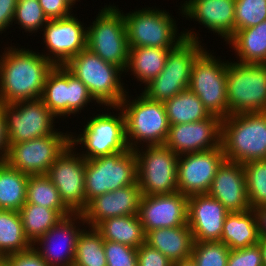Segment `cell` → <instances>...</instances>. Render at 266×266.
Listing matches in <instances>:
<instances>
[{
    "instance_id": "cell-1",
    "label": "cell",
    "mask_w": 266,
    "mask_h": 266,
    "mask_svg": "<svg viewBox=\"0 0 266 266\" xmlns=\"http://www.w3.org/2000/svg\"><path fill=\"white\" fill-rule=\"evenodd\" d=\"M0 57V104L39 99L54 64L40 53L15 46L6 47Z\"/></svg>"
},
{
    "instance_id": "cell-2",
    "label": "cell",
    "mask_w": 266,
    "mask_h": 266,
    "mask_svg": "<svg viewBox=\"0 0 266 266\" xmlns=\"http://www.w3.org/2000/svg\"><path fill=\"white\" fill-rule=\"evenodd\" d=\"M221 147L226 160L244 164L266 159V111L222 119Z\"/></svg>"
},
{
    "instance_id": "cell-3",
    "label": "cell",
    "mask_w": 266,
    "mask_h": 266,
    "mask_svg": "<svg viewBox=\"0 0 266 266\" xmlns=\"http://www.w3.org/2000/svg\"><path fill=\"white\" fill-rule=\"evenodd\" d=\"M64 66L88 88L97 104L118 107L128 93L121 81L124 71L87 48Z\"/></svg>"
},
{
    "instance_id": "cell-4",
    "label": "cell",
    "mask_w": 266,
    "mask_h": 266,
    "mask_svg": "<svg viewBox=\"0 0 266 266\" xmlns=\"http://www.w3.org/2000/svg\"><path fill=\"white\" fill-rule=\"evenodd\" d=\"M183 34L185 39L169 51L162 72L145 85L142 94L147 98L164 102L188 89L194 60L205 48L193 31Z\"/></svg>"
},
{
    "instance_id": "cell-5",
    "label": "cell",
    "mask_w": 266,
    "mask_h": 266,
    "mask_svg": "<svg viewBox=\"0 0 266 266\" xmlns=\"http://www.w3.org/2000/svg\"><path fill=\"white\" fill-rule=\"evenodd\" d=\"M118 107L125 117L126 140L130 149L140 147L139 143H146L144 147L165 144L170 124L163 102L149 99L142 93L130 101L126 93Z\"/></svg>"
},
{
    "instance_id": "cell-6",
    "label": "cell",
    "mask_w": 266,
    "mask_h": 266,
    "mask_svg": "<svg viewBox=\"0 0 266 266\" xmlns=\"http://www.w3.org/2000/svg\"><path fill=\"white\" fill-rule=\"evenodd\" d=\"M228 116L266 111V64L229 62Z\"/></svg>"
},
{
    "instance_id": "cell-7",
    "label": "cell",
    "mask_w": 266,
    "mask_h": 266,
    "mask_svg": "<svg viewBox=\"0 0 266 266\" xmlns=\"http://www.w3.org/2000/svg\"><path fill=\"white\" fill-rule=\"evenodd\" d=\"M87 27L86 48L102 60L115 64L123 71L129 60V44L123 12L107 5L100 10L95 21Z\"/></svg>"
},
{
    "instance_id": "cell-8",
    "label": "cell",
    "mask_w": 266,
    "mask_h": 266,
    "mask_svg": "<svg viewBox=\"0 0 266 266\" xmlns=\"http://www.w3.org/2000/svg\"><path fill=\"white\" fill-rule=\"evenodd\" d=\"M129 185H138L137 159L132 149L86 160V204L102 194Z\"/></svg>"
},
{
    "instance_id": "cell-9",
    "label": "cell",
    "mask_w": 266,
    "mask_h": 266,
    "mask_svg": "<svg viewBox=\"0 0 266 266\" xmlns=\"http://www.w3.org/2000/svg\"><path fill=\"white\" fill-rule=\"evenodd\" d=\"M123 18L129 47L173 49L185 39L183 32L177 33L176 20L166 10L142 8L123 14Z\"/></svg>"
},
{
    "instance_id": "cell-10",
    "label": "cell",
    "mask_w": 266,
    "mask_h": 266,
    "mask_svg": "<svg viewBox=\"0 0 266 266\" xmlns=\"http://www.w3.org/2000/svg\"><path fill=\"white\" fill-rule=\"evenodd\" d=\"M226 63L204 49L194 60L188 89L195 93L210 115L228 116Z\"/></svg>"
},
{
    "instance_id": "cell-11",
    "label": "cell",
    "mask_w": 266,
    "mask_h": 266,
    "mask_svg": "<svg viewBox=\"0 0 266 266\" xmlns=\"http://www.w3.org/2000/svg\"><path fill=\"white\" fill-rule=\"evenodd\" d=\"M117 111L119 116L110 113L97 114L88 120L82 134H71L70 144L75 147L82 144L86 151L80 155L91 160L101 156H108L118 152H127L130 148L126 140L125 117L119 107H110ZM77 137V138H76ZM86 152V153H85Z\"/></svg>"
},
{
    "instance_id": "cell-12",
    "label": "cell",
    "mask_w": 266,
    "mask_h": 266,
    "mask_svg": "<svg viewBox=\"0 0 266 266\" xmlns=\"http://www.w3.org/2000/svg\"><path fill=\"white\" fill-rule=\"evenodd\" d=\"M143 146L142 149L133 150L137 159V183L142 195L178 192L177 163L179 156L165 144L147 145L145 150Z\"/></svg>"
},
{
    "instance_id": "cell-13",
    "label": "cell",
    "mask_w": 266,
    "mask_h": 266,
    "mask_svg": "<svg viewBox=\"0 0 266 266\" xmlns=\"http://www.w3.org/2000/svg\"><path fill=\"white\" fill-rule=\"evenodd\" d=\"M71 134L50 135L17 144H9L6 163L27 175H43L70 145Z\"/></svg>"
},
{
    "instance_id": "cell-14",
    "label": "cell",
    "mask_w": 266,
    "mask_h": 266,
    "mask_svg": "<svg viewBox=\"0 0 266 266\" xmlns=\"http://www.w3.org/2000/svg\"><path fill=\"white\" fill-rule=\"evenodd\" d=\"M3 108L9 144H17L58 132L54 129L57 117L41 99L0 104Z\"/></svg>"
},
{
    "instance_id": "cell-15",
    "label": "cell",
    "mask_w": 266,
    "mask_h": 266,
    "mask_svg": "<svg viewBox=\"0 0 266 266\" xmlns=\"http://www.w3.org/2000/svg\"><path fill=\"white\" fill-rule=\"evenodd\" d=\"M40 99L57 118L81 112L94 101L88 88L65 66H54L48 73Z\"/></svg>"
},
{
    "instance_id": "cell-16",
    "label": "cell",
    "mask_w": 266,
    "mask_h": 266,
    "mask_svg": "<svg viewBox=\"0 0 266 266\" xmlns=\"http://www.w3.org/2000/svg\"><path fill=\"white\" fill-rule=\"evenodd\" d=\"M75 149L77 148L70 144L45 175L59 191L64 204L73 213H81L87 207L85 195L86 159L80 153L75 152Z\"/></svg>"
},
{
    "instance_id": "cell-17",
    "label": "cell",
    "mask_w": 266,
    "mask_h": 266,
    "mask_svg": "<svg viewBox=\"0 0 266 266\" xmlns=\"http://www.w3.org/2000/svg\"><path fill=\"white\" fill-rule=\"evenodd\" d=\"M226 160L222 147L180 155L177 188L183 195L207 194L218 168Z\"/></svg>"
},
{
    "instance_id": "cell-18",
    "label": "cell",
    "mask_w": 266,
    "mask_h": 266,
    "mask_svg": "<svg viewBox=\"0 0 266 266\" xmlns=\"http://www.w3.org/2000/svg\"><path fill=\"white\" fill-rule=\"evenodd\" d=\"M79 223L85 224L81 213H72L63 217L55 226L33 243V249L49 266H73L77 238L83 230L79 228ZM36 244L43 246L41 248Z\"/></svg>"
},
{
    "instance_id": "cell-19",
    "label": "cell",
    "mask_w": 266,
    "mask_h": 266,
    "mask_svg": "<svg viewBox=\"0 0 266 266\" xmlns=\"http://www.w3.org/2000/svg\"><path fill=\"white\" fill-rule=\"evenodd\" d=\"M73 15L49 20L42 29L44 44L49 49V54L42 55L54 66H64L72 57L86 49L87 28Z\"/></svg>"
},
{
    "instance_id": "cell-20",
    "label": "cell",
    "mask_w": 266,
    "mask_h": 266,
    "mask_svg": "<svg viewBox=\"0 0 266 266\" xmlns=\"http://www.w3.org/2000/svg\"><path fill=\"white\" fill-rule=\"evenodd\" d=\"M222 119L210 115L198 122L170 125L165 145L178 156L221 146Z\"/></svg>"
},
{
    "instance_id": "cell-21",
    "label": "cell",
    "mask_w": 266,
    "mask_h": 266,
    "mask_svg": "<svg viewBox=\"0 0 266 266\" xmlns=\"http://www.w3.org/2000/svg\"><path fill=\"white\" fill-rule=\"evenodd\" d=\"M188 196L180 192L143 195L138 216L144 233L160 228L187 225Z\"/></svg>"
},
{
    "instance_id": "cell-22",
    "label": "cell",
    "mask_w": 266,
    "mask_h": 266,
    "mask_svg": "<svg viewBox=\"0 0 266 266\" xmlns=\"http://www.w3.org/2000/svg\"><path fill=\"white\" fill-rule=\"evenodd\" d=\"M228 210L208 194L188 196L187 225L194 242L220 241Z\"/></svg>"
},
{
    "instance_id": "cell-23",
    "label": "cell",
    "mask_w": 266,
    "mask_h": 266,
    "mask_svg": "<svg viewBox=\"0 0 266 266\" xmlns=\"http://www.w3.org/2000/svg\"><path fill=\"white\" fill-rule=\"evenodd\" d=\"M142 192L139 185H129L91 200L81 212L87 226L94 228L110 217L137 215Z\"/></svg>"
},
{
    "instance_id": "cell-24",
    "label": "cell",
    "mask_w": 266,
    "mask_h": 266,
    "mask_svg": "<svg viewBox=\"0 0 266 266\" xmlns=\"http://www.w3.org/2000/svg\"><path fill=\"white\" fill-rule=\"evenodd\" d=\"M207 194L223 204L228 212L251 210L243 164L225 160Z\"/></svg>"
},
{
    "instance_id": "cell-25",
    "label": "cell",
    "mask_w": 266,
    "mask_h": 266,
    "mask_svg": "<svg viewBox=\"0 0 266 266\" xmlns=\"http://www.w3.org/2000/svg\"><path fill=\"white\" fill-rule=\"evenodd\" d=\"M180 8L186 19H195L226 42L235 33V0H186Z\"/></svg>"
},
{
    "instance_id": "cell-26",
    "label": "cell",
    "mask_w": 266,
    "mask_h": 266,
    "mask_svg": "<svg viewBox=\"0 0 266 266\" xmlns=\"http://www.w3.org/2000/svg\"><path fill=\"white\" fill-rule=\"evenodd\" d=\"M145 243L175 263L191 257L194 240L190 227L183 225L149 231Z\"/></svg>"
},
{
    "instance_id": "cell-27",
    "label": "cell",
    "mask_w": 266,
    "mask_h": 266,
    "mask_svg": "<svg viewBox=\"0 0 266 266\" xmlns=\"http://www.w3.org/2000/svg\"><path fill=\"white\" fill-rule=\"evenodd\" d=\"M260 240L253 210L229 212L224 220L221 242L230 250L257 244Z\"/></svg>"
},
{
    "instance_id": "cell-28",
    "label": "cell",
    "mask_w": 266,
    "mask_h": 266,
    "mask_svg": "<svg viewBox=\"0 0 266 266\" xmlns=\"http://www.w3.org/2000/svg\"><path fill=\"white\" fill-rule=\"evenodd\" d=\"M94 229L104 240L137 249L145 243L146 234L138 214L107 218L100 221Z\"/></svg>"
},
{
    "instance_id": "cell-29",
    "label": "cell",
    "mask_w": 266,
    "mask_h": 266,
    "mask_svg": "<svg viewBox=\"0 0 266 266\" xmlns=\"http://www.w3.org/2000/svg\"><path fill=\"white\" fill-rule=\"evenodd\" d=\"M239 57V63L266 64V20L259 25L237 30L227 41Z\"/></svg>"
},
{
    "instance_id": "cell-30",
    "label": "cell",
    "mask_w": 266,
    "mask_h": 266,
    "mask_svg": "<svg viewBox=\"0 0 266 266\" xmlns=\"http://www.w3.org/2000/svg\"><path fill=\"white\" fill-rule=\"evenodd\" d=\"M170 50L158 47H130L125 72L131 70L137 80L145 85L162 72Z\"/></svg>"
},
{
    "instance_id": "cell-31",
    "label": "cell",
    "mask_w": 266,
    "mask_h": 266,
    "mask_svg": "<svg viewBox=\"0 0 266 266\" xmlns=\"http://www.w3.org/2000/svg\"><path fill=\"white\" fill-rule=\"evenodd\" d=\"M170 125L202 121L210 116L198 96L189 89L163 102Z\"/></svg>"
},
{
    "instance_id": "cell-32",
    "label": "cell",
    "mask_w": 266,
    "mask_h": 266,
    "mask_svg": "<svg viewBox=\"0 0 266 266\" xmlns=\"http://www.w3.org/2000/svg\"><path fill=\"white\" fill-rule=\"evenodd\" d=\"M29 175L0 164V209L17 211L26 203Z\"/></svg>"
},
{
    "instance_id": "cell-33",
    "label": "cell",
    "mask_w": 266,
    "mask_h": 266,
    "mask_svg": "<svg viewBox=\"0 0 266 266\" xmlns=\"http://www.w3.org/2000/svg\"><path fill=\"white\" fill-rule=\"evenodd\" d=\"M32 246L24 233L20 213L0 209V257L27 251Z\"/></svg>"
},
{
    "instance_id": "cell-34",
    "label": "cell",
    "mask_w": 266,
    "mask_h": 266,
    "mask_svg": "<svg viewBox=\"0 0 266 266\" xmlns=\"http://www.w3.org/2000/svg\"><path fill=\"white\" fill-rule=\"evenodd\" d=\"M26 203L56 210L62 217L69 216L73 213L64 204L59 191L45 174L29 175Z\"/></svg>"
},
{
    "instance_id": "cell-35",
    "label": "cell",
    "mask_w": 266,
    "mask_h": 266,
    "mask_svg": "<svg viewBox=\"0 0 266 266\" xmlns=\"http://www.w3.org/2000/svg\"><path fill=\"white\" fill-rule=\"evenodd\" d=\"M19 213L24 233L32 244L63 218L56 210L30 203H25Z\"/></svg>"
},
{
    "instance_id": "cell-36",
    "label": "cell",
    "mask_w": 266,
    "mask_h": 266,
    "mask_svg": "<svg viewBox=\"0 0 266 266\" xmlns=\"http://www.w3.org/2000/svg\"><path fill=\"white\" fill-rule=\"evenodd\" d=\"M104 241L94 228L83 229L77 238L73 266H107Z\"/></svg>"
},
{
    "instance_id": "cell-37",
    "label": "cell",
    "mask_w": 266,
    "mask_h": 266,
    "mask_svg": "<svg viewBox=\"0 0 266 266\" xmlns=\"http://www.w3.org/2000/svg\"><path fill=\"white\" fill-rule=\"evenodd\" d=\"M251 209L266 206V159L243 164Z\"/></svg>"
},
{
    "instance_id": "cell-38",
    "label": "cell",
    "mask_w": 266,
    "mask_h": 266,
    "mask_svg": "<svg viewBox=\"0 0 266 266\" xmlns=\"http://www.w3.org/2000/svg\"><path fill=\"white\" fill-rule=\"evenodd\" d=\"M230 248L221 241L194 242L191 257L197 266H227Z\"/></svg>"
},
{
    "instance_id": "cell-39",
    "label": "cell",
    "mask_w": 266,
    "mask_h": 266,
    "mask_svg": "<svg viewBox=\"0 0 266 266\" xmlns=\"http://www.w3.org/2000/svg\"><path fill=\"white\" fill-rule=\"evenodd\" d=\"M16 21L26 32L35 33L49 21L38 0H18L13 22Z\"/></svg>"
},
{
    "instance_id": "cell-40",
    "label": "cell",
    "mask_w": 266,
    "mask_h": 266,
    "mask_svg": "<svg viewBox=\"0 0 266 266\" xmlns=\"http://www.w3.org/2000/svg\"><path fill=\"white\" fill-rule=\"evenodd\" d=\"M266 20V0H235V32Z\"/></svg>"
},
{
    "instance_id": "cell-41",
    "label": "cell",
    "mask_w": 266,
    "mask_h": 266,
    "mask_svg": "<svg viewBox=\"0 0 266 266\" xmlns=\"http://www.w3.org/2000/svg\"><path fill=\"white\" fill-rule=\"evenodd\" d=\"M104 251L107 266H137V248L105 240Z\"/></svg>"
},
{
    "instance_id": "cell-42",
    "label": "cell",
    "mask_w": 266,
    "mask_h": 266,
    "mask_svg": "<svg viewBox=\"0 0 266 266\" xmlns=\"http://www.w3.org/2000/svg\"><path fill=\"white\" fill-rule=\"evenodd\" d=\"M227 266H264L259 243L230 250Z\"/></svg>"
},
{
    "instance_id": "cell-43",
    "label": "cell",
    "mask_w": 266,
    "mask_h": 266,
    "mask_svg": "<svg viewBox=\"0 0 266 266\" xmlns=\"http://www.w3.org/2000/svg\"><path fill=\"white\" fill-rule=\"evenodd\" d=\"M137 266H172L160 251L144 243L137 249Z\"/></svg>"
},
{
    "instance_id": "cell-44",
    "label": "cell",
    "mask_w": 266,
    "mask_h": 266,
    "mask_svg": "<svg viewBox=\"0 0 266 266\" xmlns=\"http://www.w3.org/2000/svg\"><path fill=\"white\" fill-rule=\"evenodd\" d=\"M48 20L66 18L72 15V4L68 0H38Z\"/></svg>"
},
{
    "instance_id": "cell-45",
    "label": "cell",
    "mask_w": 266,
    "mask_h": 266,
    "mask_svg": "<svg viewBox=\"0 0 266 266\" xmlns=\"http://www.w3.org/2000/svg\"><path fill=\"white\" fill-rule=\"evenodd\" d=\"M10 266H49L32 248L27 251L11 254L5 257Z\"/></svg>"
},
{
    "instance_id": "cell-46",
    "label": "cell",
    "mask_w": 266,
    "mask_h": 266,
    "mask_svg": "<svg viewBox=\"0 0 266 266\" xmlns=\"http://www.w3.org/2000/svg\"><path fill=\"white\" fill-rule=\"evenodd\" d=\"M18 0H0V33L13 23L14 12Z\"/></svg>"
},
{
    "instance_id": "cell-47",
    "label": "cell",
    "mask_w": 266,
    "mask_h": 266,
    "mask_svg": "<svg viewBox=\"0 0 266 266\" xmlns=\"http://www.w3.org/2000/svg\"><path fill=\"white\" fill-rule=\"evenodd\" d=\"M9 149L6 118L3 108L0 106V164L6 163Z\"/></svg>"
},
{
    "instance_id": "cell-48",
    "label": "cell",
    "mask_w": 266,
    "mask_h": 266,
    "mask_svg": "<svg viewBox=\"0 0 266 266\" xmlns=\"http://www.w3.org/2000/svg\"><path fill=\"white\" fill-rule=\"evenodd\" d=\"M260 239H266V206L253 208Z\"/></svg>"
},
{
    "instance_id": "cell-49",
    "label": "cell",
    "mask_w": 266,
    "mask_h": 266,
    "mask_svg": "<svg viewBox=\"0 0 266 266\" xmlns=\"http://www.w3.org/2000/svg\"><path fill=\"white\" fill-rule=\"evenodd\" d=\"M172 266H197L192 257L172 263Z\"/></svg>"
},
{
    "instance_id": "cell-50",
    "label": "cell",
    "mask_w": 266,
    "mask_h": 266,
    "mask_svg": "<svg viewBox=\"0 0 266 266\" xmlns=\"http://www.w3.org/2000/svg\"><path fill=\"white\" fill-rule=\"evenodd\" d=\"M258 243L262 251L263 265L266 266V239H260Z\"/></svg>"
},
{
    "instance_id": "cell-51",
    "label": "cell",
    "mask_w": 266,
    "mask_h": 266,
    "mask_svg": "<svg viewBox=\"0 0 266 266\" xmlns=\"http://www.w3.org/2000/svg\"><path fill=\"white\" fill-rule=\"evenodd\" d=\"M0 266H10L9 261L5 257H0Z\"/></svg>"
},
{
    "instance_id": "cell-52",
    "label": "cell",
    "mask_w": 266,
    "mask_h": 266,
    "mask_svg": "<svg viewBox=\"0 0 266 266\" xmlns=\"http://www.w3.org/2000/svg\"><path fill=\"white\" fill-rule=\"evenodd\" d=\"M72 5H74L76 3V1H79V0H68Z\"/></svg>"
}]
</instances>
